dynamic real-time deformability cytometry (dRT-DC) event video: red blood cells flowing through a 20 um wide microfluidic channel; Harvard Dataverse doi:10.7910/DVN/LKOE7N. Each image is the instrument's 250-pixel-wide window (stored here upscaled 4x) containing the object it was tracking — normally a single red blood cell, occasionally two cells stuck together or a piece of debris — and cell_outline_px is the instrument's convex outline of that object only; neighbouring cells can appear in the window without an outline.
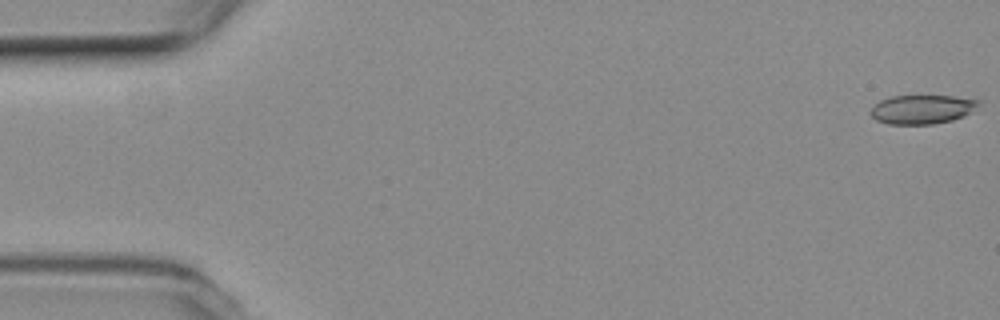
{"species": "common noctule bat (a hibernating species)", "species_latin": "Nyctalus noctula", "temperature_condition": "room temperature", "stored_images_in_passage": 55, "camera_frame_rate_fps": 3000, "um_per_image_px": 0.085, "animal": {"sex": "female", "body_mass_g": 19.3, "forearm_length_mm": 54.1}, "frame": {"image": 1, "passage_image": 1, "time_ms": 0.0, "image_size_px": [1000, 320], "cell_outline_px": [[980, 104], [972, 112], [964, 116], [952, 120], [932, 124], [888, 124], [876, 120], [868, 112], [880, 100], [892, 96], [952, 96], [980, 100]], "centroid_in_image_um": [78.38, 9.29], "position_along_channel_um": 6.6, "area_um2": 18.26}}
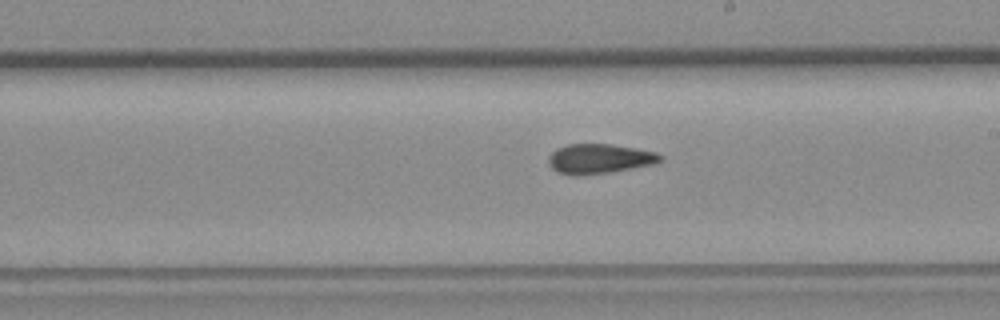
{"frame": {"image": 2, "passage_image": 31, "time_ms": 10.0, "image_size_px": [1000, 320], "cell_outline_px": [[664, 160], [656, 164], [612, 172], [580, 176], [556, 172], [548, 164], [548, 156], [556, 148], [568, 144], [612, 144], [636, 148], [656, 152], [664, 156]], "centroid_in_image_um": [50.98, 13.5], "position_along_channel_um": 238.0, "area_um2": 19.77}}
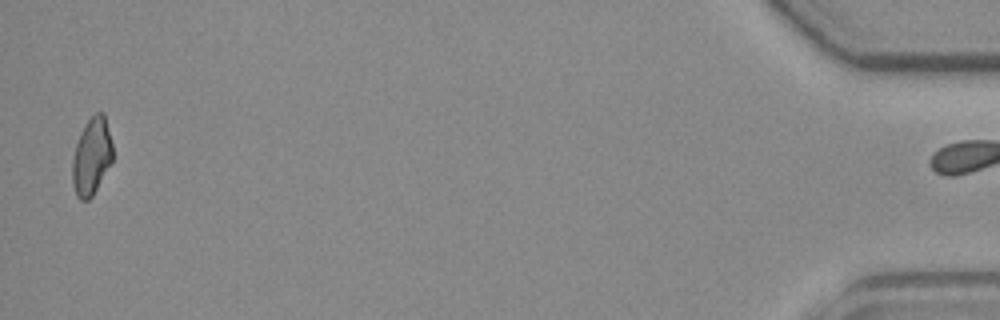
{"frame": {"image": 3, "passage_image": 54, "time_ms": 17.667, "image_size_px": [1000, 320], "cell_outline_px": [[112, 160], [92, 196], [88, 200], [80, 200], [76, 196], [72, 184], [72, 160], [76, 144], [80, 132], [84, 124], [96, 112], [104, 112], [112, 144]], "centroid_in_image_um": [7.76, 13.29], "position_along_channel_um": 427.4, "area_um2": 18.03}, "authors_computed_cell_mechanics": {"area_um2": 19.2474, "velocity_mm_per_s": 3.765, "shape_relaxation_time_tau1_ms": null, "shape_relaxation_time_tau2_ms": 4.2729, "deformation_change_tau1": null, "deformation_change_tau2": 0.1067}}